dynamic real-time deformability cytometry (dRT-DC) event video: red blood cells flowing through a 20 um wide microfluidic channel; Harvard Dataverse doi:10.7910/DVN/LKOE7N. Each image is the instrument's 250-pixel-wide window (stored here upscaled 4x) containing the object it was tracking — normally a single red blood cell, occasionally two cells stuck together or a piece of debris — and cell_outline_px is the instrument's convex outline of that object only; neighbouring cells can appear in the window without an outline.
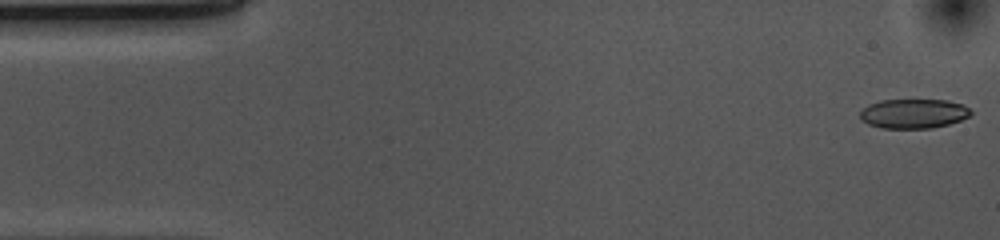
{"species": "common noctule bat (a hibernating species)", "species_latin": "Nyctalus noctula", "temperature_condition": "cold", "stored_images_in_passage": 52, "camera_frame_rate_fps": 3000, "um_per_image_px": 0.085, "animal": {"sex": "female", "body_mass_g": 10.0, "forearm_length_mm": 53.1}, "frame": {"image": 1, "passage_image": 1, "time_ms": 0.0, "image_size_px": [1000, 240], "cell_outline_px": [[972, 112], [968, 116], [960, 120], [948, 124], [932, 128], [880, 128], [868, 124], [860, 120], [860, 112], [868, 104], [880, 100], [948, 100], [964, 104]], "centroid_in_image_um": [77.63, 9.65], "position_along_channel_um": 7.4, "area_um2": 19.07}}
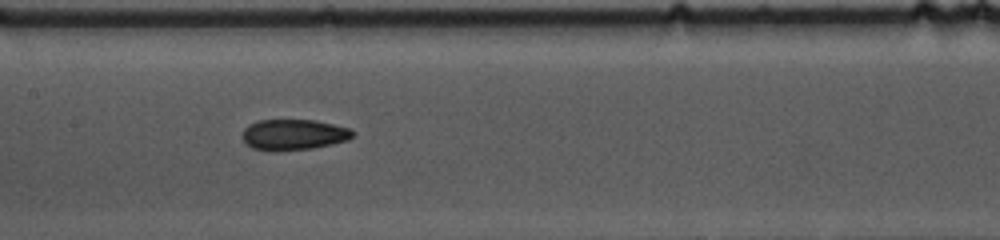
{"frame": {"image": 2, "passage_image": 24, "time_ms": 7.667, "image_size_px": [1000, 240], "cell_outline_px": [[356, 132], [348, 140], [332, 144], [312, 148], [252, 148], [240, 136], [244, 128], [248, 124], [256, 120], [316, 120], [352, 128]], "centroid_in_image_um": [25.01, 11.38], "position_along_channel_um": 182.4, "area_um2": 19.31}}
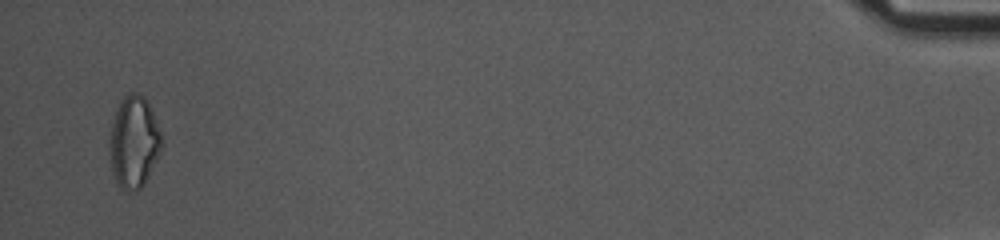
{"frame": {"image": 3, "passage_image": 51, "time_ms": 16.667, "image_size_px": [1000, 240], "cell_outline_px": [[164, 144], [144, 184], [136, 192], [120, 188], [112, 172], [108, 144], [108, 140], [112, 120], [120, 100], [128, 92], [136, 92], [144, 96], [152, 112], [160, 132]], "centroid_in_image_um": [11.36, 12.06], "position_along_channel_um": 423.8, "area_um2": 28.03}, "authors_computed_cell_mechanics": {"area_um2": 20.0277, "velocity_mm_per_s": 3.7109, "shape_relaxation_time_tau1_ms": null, "shape_relaxation_time_tau2_ms": 8.8267, "deformation_change_tau1": null, "deformation_change_tau2": 0.1372}}